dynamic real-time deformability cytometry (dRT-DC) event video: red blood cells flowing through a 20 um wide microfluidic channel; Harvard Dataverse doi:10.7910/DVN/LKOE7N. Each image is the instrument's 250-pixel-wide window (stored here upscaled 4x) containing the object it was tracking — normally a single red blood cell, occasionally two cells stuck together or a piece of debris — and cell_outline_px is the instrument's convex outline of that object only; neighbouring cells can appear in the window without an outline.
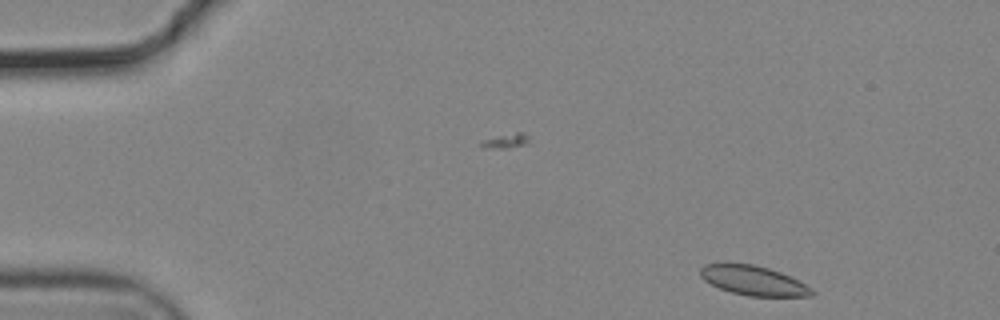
{"species": "common noctule bat (a hibernating species)", "species_latin": "Nyctalus noctula", "temperature_condition": "cold", "stored_images_in_passage": 13, "camera_frame_rate_fps": 3000, "um_per_image_px": 0.085, "animal": {"sex": "male", "body_mass_g": 19.2, "forearm_length_mm": 51.8}, "frame": {"image": 1, "passage_image": 1, "time_ms": 0.0, "image_size_px": [1000, 320], "cell_outline_px": [[816, 292], [812, 296], [748, 296], [732, 292], [720, 288], [704, 280], [700, 276], [700, 268], [704, 264], [752, 264], [768, 268], [780, 272], [812, 288]], "centroid_in_image_um": [64.04, 23.85], "position_along_channel_um": 21.0, "area_um2": 18.84}}
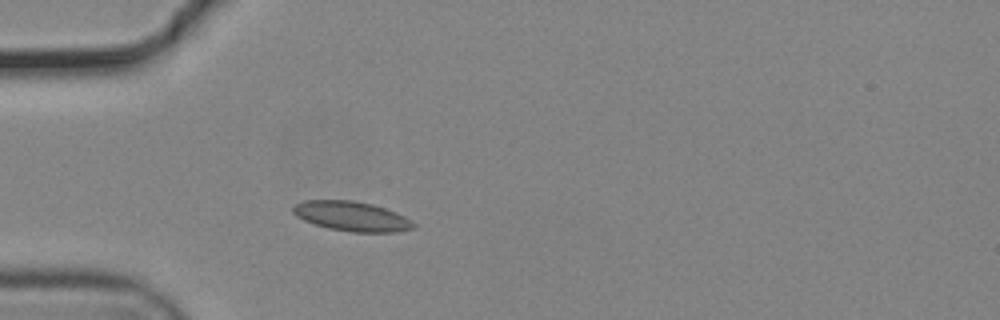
{"frame": {"image": 2, "passage_image": 11, "time_ms": 3.333, "image_size_px": [1000, 320], "cell_outline_px": [[416, 224], [412, 228], [396, 232], [352, 232], [328, 228], [304, 220], [296, 216], [292, 212], [292, 208], [296, 204], [304, 200], [352, 200], [372, 204], [396, 212], [412, 220]], "centroid_in_image_um": [29.89, 18.38], "position_along_channel_um": 55.1, "area_um2": 20.75}}